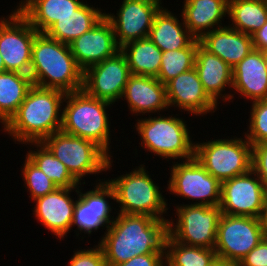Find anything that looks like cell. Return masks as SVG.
Returning <instances> with one entry per match:
<instances>
[{
	"instance_id": "6da1fadb",
	"label": "cell",
	"mask_w": 267,
	"mask_h": 266,
	"mask_svg": "<svg viewBox=\"0 0 267 266\" xmlns=\"http://www.w3.org/2000/svg\"><path fill=\"white\" fill-rule=\"evenodd\" d=\"M117 214L98 242L107 266L118 265L134 256L165 253L168 220L147 215Z\"/></svg>"
},
{
	"instance_id": "7a4b0ae2",
	"label": "cell",
	"mask_w": 267,
	"mask_h": 266,
	"mask_svg": "<svg viewBox=\"0 0 267 266\" xmlns=\"http://www.w3.org/2000/svg\"><path fill=\"white\" fill-rule=\"evenodd\" d=\"M66 93L58 89L33 85L17 112L2 127L14 142L22 144L42 142L46 137L61 131L62 105ZM61 112V113H60Z\"/></svg>"
},
{
	"instance_id": "3957f363",
	"label": "cell",
	"mask_w": 267,
	"mask_h": 266,
	"mask_svg": "<svg viewBox=\"0 0 267 266\" xmlns=\"http://www.w3.org/2000/svg\"><path fill=\"white\" fill-rule=\"evenodd\" d=\"M83 74L68 44L45 33L35 36L29 73L33 85L65 93L75 92L83 88Z\"/></svg>"
},
{
	"instance_id": "277c9868",
	"label": "cell",
	"mask_w": 267,
	"mask_h": 266,
	"mask_svg": "<svg viewBox=\"0 0 267 266\" xmlns=\"http://www.w3.org/2000/svg\"><path fill=\"white\" fill-rule=\"evenodd\" d=\"M64 102L61 131L94 142L112 157L109 114L106 112L112 103L89 96L83 89L66 93Z\"/></svg>"
},
{
	"instance_id": "5b68a950",
	"label": "cell",
	"mask_w": 267,
	"mask_h": 266,
	"mask_svg": "<svg viewBox=\"0 0 267 266\" xmlns=\"http://www.w3.org/2000/svg\"><path fill=\"white\" fill-rule=\"evenodd\" d=\"M159 115L136 120L135 127L141 137V147L166 160L194 158L195 143L190 138L186 122L173 115Z\"/></svg>"
},
{
	"instance_id": "8992f818",
	"label": "cell",
	"mask_w": 267,
	"mask_h": 266,
	"mask_svg": "<svg viewBox=\"0 0 267 266\" xmlns=\"http://www.w3.org/2000/svg\"><path fill=\"white\" fill-rule=\"evenodd\" d=\"M133 170L120 177L107 180L114 189L115 201L120 205L118 213L147 215L168 220L163 217L169 209L168 203L160 192V187L148 174L144 164Z\"/></svg>"
},
{
	"instance_id": "52a82bcc",
	"label": "cell",
	"mask_w": 267,
	"mask_h": 266,
	"mask_svg": "<svg viewBox=\"0 0 267 266\" xmlns=\"http://www.w3.org/2000/svg\"><path fill=\"white\" fill-rule=\"evenodd\" d=\"M42 143L67 167L80 186L82 177L98 175L112 167V158L90 140L58 131L46 137Z\"/></svg>"
},
{
	"instance_id": "ba28073f",
	"label": "cell",
	"mask_w": 267,
	"mask_h": 266,
	"mask_svg": "<svg viewBox=\"0 0 267 266\" xmlns=\"http://www.w3.org/2000/svg\"><path fill=\"white\" fill-rule=\"evenodd\" d=\"M194 157L221 183L252 169V145L246 138L195 143Z\"/></svg>"
},
{
	"instance_id": "9c48e42d",
	"label": "cell",
	"mask_w": 267,
	"mask_h": 266,
	"mask_svg": "<svg viewBox=\"0 0 267 266\" xmlns=\"http://www.w3.org/2000/svg\"><path fill=\"white\" fill-rule=\"evenodd\" d=\"M177 222L168 220V235L175 241L214 249L218 223L222 215L220 206L181 204L176 206Z\"/></svg>"
},
{
	"instance_id": "30bf717a",
	"label": "cell",
	"mask_w": 267,
	"mask_h": 266,
	"mask_svg": "<svg viewBox=\"0 0 267 266\" xmlns=\"http://www.w3.org/2000/svg\"><path fill=\"white\" fill-rule=\"evenodd\" d=\"M264 237L261 218L222 214L214 250L217 258L239 264Z\"/></svg>"
},
{
	"instance_id": "8fae6325",
	"label": "cell",
	"mask_w": 267,
	"mask_h": 266,
	"mask_svg": "<svg viewBox=\"0 0 267 266\" xmlns=\"http://www.w3.org/2000/svg\"><path fill=\"white\" fill-rule=\"evenodd\" d=\"M167 191L198 202L193 205L218 206L221 197V182L209 174L194 157L171 167Z\"/></svg>"
},
{
	"instance_id": "7c38bea8",
	"label": "cell",
	"mask_w": 267,
	"mask_h": 266,
	"mask_svg": "<svg viewBox=\"0 0 267 266\" xmlns=\"http://www.w3.org/2000/svg\"><path fill=\"white\" fill-rule=\"evenodd\" d=\"M0 18V53L5 70L29 75L32 44L39 33L16 9Z\"/></svg>"
},
{
	"instance_id": "4fadbf2b",
	"label": "cell",
	"mask_w": 267,
	"mask_h": 266,
	"mask_svg": "<svg viewBox=\"0 0 267 266\" xmlns=\"http://www.w3.org/2000/svg\"><path fill=\"white\" fill-rule=\"evenodd\" d=\"M266 197V187L251 169L221 183L219 206L222 214L261 218Z\"/></svg>"
},
{
	"instance_id": "5bb4252c",
	"label": "cell",
	"mask_w": 267,
	"mask_h": 266,
	"mask_svg": "<svg viewBox=\"0 0 267 266\" xmlns=\"http://www.w3.org/2000/svg\"><path fill=\"white\" fill-rule=\"evenodd\" d=\"M130 75L127 59L120 50L84 71L82 89L89 96L114 104L122 98Z\"/></svg>"
},
{
	"instance_id": "9a60e30c",
	"label": "cell",
	"mask_w": 267,
	"mask_h": 266,
	"mask_svg": "<svg viewBox=\"0 0 267 266\" xmlns=\"http://www.w3.org/2000/svg\"><path fill=\"white\" fill-rule=\"evenodd\" d=\"M161 4V0H123L117 16L105 13L120 48L129 42L148 38Z\"/></svg>"
},
{
	"instance_id": "2e32d148",
	"label": "cell",
	"mask_w": 267,
	"mask_h": 266,
	"mask_svg": "<svg viewBox=\"0 0 267 266\" xmlns=\"http://www.w3.org/2000/svg\"><path fill=\"white\" fill-rule=\"evenodd\" d=\"M94 188L86 193H82L80 186L77 190V200L74 206L72 226L76 225L77 230L88 235L93 230H99L100 227H108L115 220L114 215L111 218V205L106 198L115 201V192L107 179L98 180ZM111 218V219H110Z\"/></svg>"
},
{
	"instance_id": "e0dca14e",
	"label": "cell",
	"mask_w": 267,
	"mask_h": 266,
	"mask_svg": "<svg viewBox=\"0 0 267 266\" xmlns=\"http://www.w3.org/2000/svg\"><path fill=\"white\" fill-rule=\"evenodd\" d=\"M68 45L76 63L83 71L121 50L111 22L105 16L93 28Z\"/></svg>"
},
{
	"instance_id": "ac0fdd59",
	"label": "cell",
	"mask_w": 267,
	"mask_h": 266,
	"mask_svg": "<svg viewBox=\"0 0 267 266\" xmlns=\"http://www.w3.org/2000/svg\"><path fill=\"white\" fill-rule=\"evenodd\" d=\"M165 86L169 108L175 106L192 115L200 116L214 113L218 106L204 91L195 68L179 74Z\"/></svg>"
},
{
	"instance_id": "d6986e66",
	"label": "cell",
	"mask_w": 267,
	"mask_h": 266,
	"mask_svg": "<svg viewBox=\"0 0 267 266\" xmlns=\"http://www.w3.org/2000/svg\"><path fill=\"white\" fill-rule=\"evenodd\" d=\"M77 192L78 187L57 188L55 191L33 200L36 202L32 214L50 232L59 239L71 230L73 213L76 200L74 201L70 193Z\"/></svg>"
},
{
	"instance_id": "ffe728a7",
	"label": "cell",
	"mask_w": 267,
	"mask_h": 266,
	"mask_svg": "<svg viewBox=\"0 0 267 266\" xmlns=\"http://www.w3.org/2000/svg\"><path fill=\"white\" fill-rule=\"evenodd\" d=\"M127 99L132 114L146 115L169 109L166 97V86L156 77L133 75L128 78L122 99ZM146 113V114H145Z\"/></svg>"
},
{
	"instance_id": "44dd1931",
	"label": "cell",
	"mask_w": 267,
	"mask_h": 266,
	"mask_svg": "<svg viewBox=\"0 0 267 266\" xmlns=\"http://www.w3.org/2000/svg\"><path fill=\"white\" fill-rule=\"evenodd\" d=\"M232 88L252 102L267 99V67L261 50L253 48L232 68Z\"/></svg>"
},
{
	"instance_id": "7402d4cb",
	"label": "cell",
	"mask_w": 267,
	"mask_h": 266,
	"mask_svg": "<svg viewBox=\"0 0 267 266\" xmlns=\"http://www.w3.org/2000/svg\"><path fill=\"white\" fill-rule=\"evenodd\" d=\"M194 68L204 91L216 104H219L217 102L220 98L224 102L234 98L232 94H222L223 91L225 92V87L232 88V67L215 54L210 53L200 43L196 51Z\"/></svg>"
},
{
	"instance_id": "603a6c76",
	"label": "cell",
	"mask_w": 267,
	"mask_h": 266,
	"mask_svg": "<svg viewBox=\"0 0 267 266\" xmlns=\"http://www.w3.org/2000/svg\"><path fill=\"white\" fill-rule=\"evenodd\" d=\"M199 41L206 50L218 56L232 68L253 49L252 36L235 30L229 25L206 33Z\"/></svg>"
},
{
	"instance_id": "cb8c5ba5",
	"label": "cell",
	"mask_w": 267,
	"mask_h": 266,
	"mask_svg": "<svg viewBox=\"0 0 267 266\" xmlns=\"http://www.w3.org/2000/svg\"><path fill=\"white\" fill-rule=\"evenodd\" d=\"M226 14L228 0H184L181 18L189 32L200 40L206 33L223 27L221 19Z\"/></svg>"
},
{
	"instance_id": "d4e9b609",
	"label": "cell",
	"mask_w": 267,
	"mask_h": 266,
	"mask_svg": "<svg viewBox=\"0 0 267 266\" xmlns=\"http://www.w3.org/2000/svg\"><path fill=\"white\" fill-rule=\"evenodd\" d=\"M80 0H21L16 10L39 32L45 33L56 21L71 15Z\"/></svg>"
},
{
	"instance_id": "484cf974",
	"label": "cell",
	"mask_w": 267,
	"mask_h": 266,
	"mask_svg": "<svg viewBox=\"0 0 267 266\" xmlns=\"http://www.w3.org/2000/svg\"><path fill=\"white\" fill-rule=\"evenodd\" d=\"M148 38L162 51L188 47L196 38L170 10L161 7L156 13Z\"/></svg>"
},
{
	"instance_id": "4316f807",
	"label": "cell",
	"mask_w": 267,
	"mask_h": 266,
	"mask_svg": "<svg viewBox=\"0 0 267 266\" xmlns=\"http://www.w3.org/2000/svg\"><path fill=\"white\" fill-rule=\"evenodd\" d=\"M105 16L100 8L89 6L85 2L73 14L61 17L45 34L61 43L69 44L89 31Z\"/></svg>"
},
{
	"instance_id": "83f0119b",
	"label": "cell",
	"mask_w": 267,
	"mask_h": 266,
	"mask_svg": "<svg viewBox=\"0 0 267 266\" xmlns=\"http://www.w3.org/2000/svg\"><path fill=\"white\" fill-rule=\"evenodd\" d=\"M33 86L30 75L5 71L0 73V122L5 125L17 112Z\"/></svg>"
},
{
	"instance_id": "f1b7e54d",
	"label": "cell",
	"mask_w": 267,
	"mask_h": 266,
	"mask_svg": "<svg viewBox=\"0 0 267 266\" xmlns=\"http://www.w3.org/2000/svg\"><path fill=\"white\" fill-rule=\"evenodd\" d=\"M130 73L157 77L161 67L162 51L149 39H139L121 47Z\"/></svg>"
},
{
	"instance_id": "f546056e",
	"label": "cell",
	"mask_w": 267,
	"mask_h": 266,
	"mask_svg": "<svg viewBox=\"0 0 267 266\" xmlns=\"http://www.w3.org/2000/svg\"><path fill=\"white\" fill-rule=\"evenodd\" d=\"M227 15L232 20L230 27L252 36L267 22V1L228 0Z\"/></svg>"
},
{
	"instance_id": "4dcf8cb0",
	"label": "cell",
	"mask_w": 267,
	"mask_h": 266,
	"mask_svg": "<svg viewBox=\"0 0 267 266\" xmlns=\"http://www.w3.org/2000/svg\"><path fill=\"white\" fill-rule=\"evenodd\" d=\"M31 145L37 149L36 151L30 149L26 156L54 182L57 188L79 186L80 183L71 175L67 167L42 142H31Z\"/></svg>"
},
{
	"instance_id": "1f68e13d",
	"label": "cell",
	"mask_w": 267,
	"mask_h": 266,
	"mask_svg": "<svg viewBox=\"0 0 267 266\" xmlns=\"http://www.w3.org/2000/svg\"><path fill=\"white\" fill-rule=\"evenodd\" d=\"M165 249L166 266H209L217 258L214 249L186 245L168 234Z\"/></svg>"
},
{
	"instance_id": "d6a6232c",
	"label": "cell",
	"mask_w": 267,
	"mask_h": 266,
	"mask_svg": "<svg viewBox=\"0 0 267 266\" xmlns=\"http://www.w3.org/2000/svg\"><path fill=\"white\" fill-rule=\"evenodd\" d=\"M199 43L200 41L195 39L186 48L162 52L161 67L156 78L162 84H166L179 74L193 69Z\"/></svg>"
},
{
	"instance_id": "836d02e7",
	"label": "cell",
	"mask_w": 267,
	"mask_h": 266,
	"mask_svg": "<svg viewBox=\"0 0 267 266\" xmlns=\"http://www.w3.org/2000/svg\"><path fill=\"white\" fill-rule=\"evenodd\" d=\"M24 184L27 186L32 200L43 197L57 189L54 182L49 179L37 165H35L27 156L24 161L23 169Z\"/></svg>"
},
{
	"instance_id": "e575fe53",
	"label": "cell",
	"mask_w": 267,
	"mask_h": 266,
	"mask_svg": "<svg viewBox=\"0 0 267 266\" xmlns=\"http://www.w3.org/2000/svg\"><path fill=\"white\" fill-rule=\"evenodd\" d=\"M248 133L245 137L252 146L267 142V99L252 102Z\"/></svg>"
},
{
	"instance_id": "d590c367",
	"label": "cell",
	"mask_w": 267,
	"mask_h": 266,
	"mask_svg": "<svg viewBox=\"0 0 267 266\" xmlns=\"http://www.w3.org/2000/svg\"><path fill=\"white\" fill-rule=\"evenodd\" d=\"M69 266H107L102 247L98 244L91 249L76 250Z\"/></svg>"
},
{
	"instance_id": "8d00e7d4",
	"label": "cell",
	"mask_w": 267,
	"mask_h": 266,
	"mask_svg": "<svg viewBox=\"0 0 267 266\" xmlns=\"http://www.w3.org/2000/svg\"><path fill=\"white\" fill-rule=\"evenodd\" d=\"M252 170L267 189V142L252 146Z\"/></svg>"
},
{
	"instance_id": "74e56055",
	"label": "cell",
	"mask_w": 267,
	"mask_h": 266,
	"mask_svg": "<svg viewBox=\"0 0 267 266\" xmlns=\"http://www.w3.org/2000/svg\"><path fill=\"white\" fill-rule=\"evenodd\" d=\"M238 266H267V237L254 247Z\"/></svg>"
},
{
	"instance_id": "f35d334b",
	"label": "cell",
	"mask_w": 267,
	"mask_h": 266,
	"mask_svg": "<svg viewBox=\"0 0 267 266\" xmlns=\"http://www.w3.org/2000/svg\"><path fill=\"white\" fill-rule=\"evenodd\" d=\"M164 261L165 253H151L134 256L132 259L114 266H166Z\"/></svg>"
},
{
	"instance_id": "ab89813d",
	"label": "cell",
	"mask_w": 267,
	"mask_h": 266,
	"mask_svg": "<svg viewBox=\"0 0 267 266\" xmlns=\"http://www.w3.org/2000/svg\"><path fill=\"white\" fill-rule=\"evenodd\" d=\"M253 48L267 51V22L252 35Z\"/></svg>"
},
{
	"instance_id": "60d3db41",
	"label": "cell",
	"mask_w": 267,
	"mask_h": 266,
	"mask_svg": "<svg viewBox=\"0 0 267 266\" xmlns=\"http://www.w3.org/2000/svg\"><path fill=\"white\" fill-rule=\"evenodd\" d=\"M261 222H262V226L264 228L265 237H267V197L265 200L264 209H263V213L261 216Z\"/></svg>"
},
{
	"instance_id": "b9f144b4",
	"label": "cell",
	"mask_w": 267,
	"mask_h": 266,
	"mask_svg": "<svg viewBox=\"0 0 267 266\" xmlns=\"http://www.w3.org/2000/svg\"><path fill=\"white\" fill-rule=\"evenodd\" d=\"M209 266H238V264L216 258Z\"/></svg>"
},
{
	"instance_id": "7bdbcfd3",
	"label": "cell",
	"mask_w": 267,
	"mask_h": 266,
	"mask_svg": "<svg viewBox=\"0 0 267 266\" xmlns=\"http://www.w3.org/2000/svg\"><path fill=\"white\" fill-rule=\"evenodd\" d=\"M5 65H4V61H3V58H2V55L0 53V73L2 72H5Z\"/></svg>"
},
{
	"instance_id": "ee69618b",
	"label": "cell",
	"mask_w": 267,
	"mask_h": 266,
	"mask_svg": "<svg viewBox=\"0 0 267 266\" xmlns=\"http://www.w3.org/2000/svg\"><path fill=\"white\" fill-rule=\"evenodd\" d=\"M263 57L265 59L266 67H267V51H262Z\"/></svg>"
}]
</instances>
